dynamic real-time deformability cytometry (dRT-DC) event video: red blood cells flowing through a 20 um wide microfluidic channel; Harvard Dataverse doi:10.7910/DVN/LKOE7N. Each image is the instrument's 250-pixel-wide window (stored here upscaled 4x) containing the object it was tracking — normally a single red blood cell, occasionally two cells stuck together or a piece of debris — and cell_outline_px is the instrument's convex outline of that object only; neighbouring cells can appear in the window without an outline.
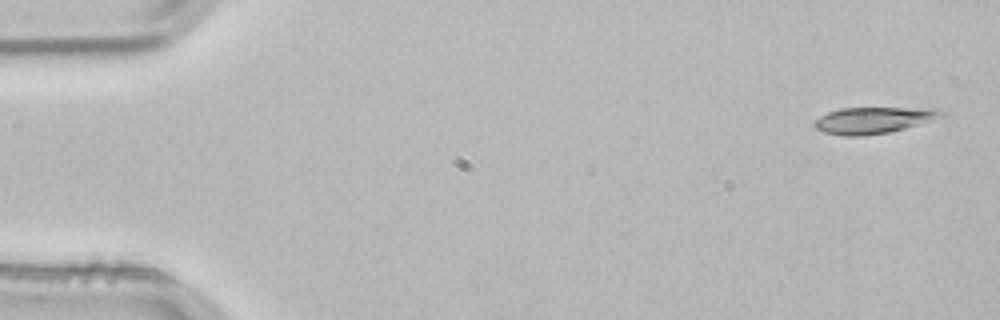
{"species": "common noctule bat (a hibernating species)", "species_latin": "Nyctalus noctula", "temperature_condition": "room temperature", "stored_images_in_passage": 3, "camera_frame_rate_fps": 3000, "um_per_image_px": 0.085, "animal": {"sex": "male", "body_mass_g": 21.5, "forearm_length_mm": 52.0}, "frame": {"image": 1, "passage_image": 1, "time_ms": 0.0, "image_size_px": [1000, 320], "cell_outline_px": [[948, 116], [904, 128], [888, 132], [856, 136], [844, 136], [824, 132], [816, 128], [812, 124], [820, 116], [828, 112], [840, 108], [936, 108], [944, 112]], "centroid_in_image_um": [74.27, 10.2], "position_along_channel_um": 10.7, "area_um2": 19.48}}